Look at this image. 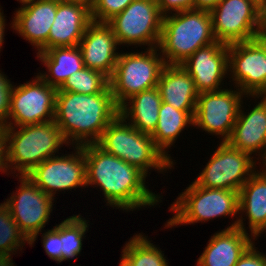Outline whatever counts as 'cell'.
Returning <instances> with one entry per match:
<instances>
[{
	"mask_svg": "<svg viewBox=\"0 0 266 266\" xmlns=\"http://www.w3.org/2000/svg\"><path fill=\"white\" fill-rule=\"evenodd\" d=\"M81 147L86 162V186L99 187L107 206L127 212L162 201L160 195L145 185L147 176L137 167L107 153L96 143Z\"/></svg>",
	"mask_w": 266,
	"mask_h": 266,
	"instance_id": "obj_1",
	"label": "cell"
},
{
	"mask_svg": "<svg viewBox=\"0 0 266 266\" xmlns=\"http://www.w3.org/2000/svg\"><path fill=\"white\" fill-rule=\"evenodd\" d=\"M235 89L199 93L193 126L219 138L221 135V141L226 142L231 136L245 95L238 88Z\"/></svg>",
	"mask_w": 266,
	"mask_h": 266,
	"instance_id": "obj_13",
	"label": "cell"
},
{
	"mask_svg": "<svg viewBox=\"0 0 266 266\" xmlns=\"http://www.w3.org/2000/svg\"><path fill=\"white\" fill-rule=\"evenodd\" d=\"M259 156L262 158V159L260 158L259 161H262V163H263V164H261L260 167L263 168V166H264V168L263 169L261 168V170H262V172H266V142H265V146H264V148H263V150Z\"/></svg>",
	"mask_w": 266,
	"mask_h": 266,
	"instance_id": "obj_41",
	"label": "cell"
},
{
	"mask_svg": "<svg viewBox=\"0 0 266 266\" xmlns=\"http://www.w3.org/2000/svg\"><path fill=\"white\" fill-rule=\"evenodd\" d=\"M264 26L266 27V10L264 11Z\"/></svg>",
	"mask_w": 266,
	"mask_h": 266,
	"instance_id": "obj_46",
	"label": "cell"
},
{
	"mask_svg": "<svg viewBox=\"0 0 266 266\" xmlns=\"http://www.w3.org/2000/svg\"><path fill=\"white\" fill-rule=\"evenodd\" d=\"M109 86V78L106 75L84 67L68 77L59 90L82 94H98L104 92Z\"/></svg>",
	"mask_w": 266,
	"mask_h": 266,
	"instance_id": "obj_29",
	"label": "cell"
},
{
	"mask_svg": "<svg viewBox=\"0 0 266 266\" xmlns=\"http://www.w3.org/2000/svg\"><path fill=\"white\" fill-rule=\"evenodd\" d=\"M248 153L220 142L194 183L203 188L240 191L256 170L257 161Z\"/></svg>",
	"mask_w": 266,
	"mask_h": 266,
	"instance_id": "obj_10",
	"label": "cell"
},
{
	"mask_svg": "<svg viewBox=\"0 0 266 266\" xmlns=\"http://www.w3.org/2000/svg\"><path fill=\"white\" fill-rule=\"evenodd\" d=\"M74 152L47 158L35 166L26 176L39 189L53 198L56 191L86 188V162L83 148L75 146Z\"/></svg>",
	"mask_w": 266,
	"mask_h": 266,
	"instance_id": "obj_14",
	"label": "cell"
},
{
	"mask_svg": "<svg viewBox=\"0 0 266 266\" xmlns=\"http://www.w3.org/2000/svg\"><path fill=\"white\" fill-rule=\"evenodd\" d=\"M57 88L39 75L13 87L6 127H19L54 121ZM12 118V119H11Z\"/></svg>",
	"mask_w": 266,
	"mask_h": 266,
	"instance_id": "obj_12",
	"label": "cell"
},
{
	"mask_svg": "<svg viewBox=\"0 0 266 266\" xmlns=\"http://www.w3.org/2000/svg\"><path fill=\"white\" fill-rule=\"evenodd\" d=\"M37 58L47 68L38 75L50 86L59 89L75 72L85 67L79 46L54 47L37 52Z\"/></svg>",
	"mask_w": 266,
	"mask_h": 266,
	"instance_id": "obj_24",
	"label": "cell"
},
{
	"mask_svg": "<svg viewBox=\"0 0 266 266\" xmlns=\"http://www.w3.org/2000/svg\"><path fill=\"white\" fill-rule=\"evenodd\" d=\"M257 5H259L264 11L266 10V0H253Z\"/></svg>",
	"mask_w": 266,
	"mask_h": 266,
	"instance_id": "obj_43",
	"label": "cell"
},
{
	"mask_svg": "<svg viewBox=\"0 0 266 266\" xmlns=\"http://www.w3.org/2000/svg\"><path fill=\"white\" fill-rule=\"evenodd\" d=\"M118 115L119 106L110 86L98 94L57 90L54 122L67 144L73 148L97 143L103 131Z\"/></svg>",
	"mask_w": 266,
	"mask_h": 266,
	"instance_id": "obj_2",
	"label": "cell"
},
{
	"mask_svg": "<svg viewBox=\"0 0 266 266\" xmlns=\"http://www.w3.org/2000/svg\"><path fill=\"white\" fill-rule=\"evenodd\" d=\"M117 41L112 28L106 22L92 21L79 42L85 67L101 72L109 79L118 60Z\"/></svg>",
	"mask_w": 266,
	"mask_h": 266,
	"instance_id": "obj_18",
	"label": "cell"
},
{
	"mask_svg": "<svg viewBox=\"0 0 266 266\" xmlns=\"http://www.w3.org/2000/svg\"><path fill=\"white\" fill-rule=\"evenodd\" d=\"M133 0H93L91 18L94 22H107L122 12Z\"/></svg>",
	"mask_w": 266,
	"mask_h": 266,
	"instance_id": "obj_31",
	"label": "cell"
},
{
	"mask_svg": "<svg viewBox=\"0 0 266 266\" xmlns=\"http://www.w3.org/2000/svg\"><path fill=\"white\" fill-rule=\"evenodd\" d=\"M216 41L208 11L192 9L163 16L158 48L166 65H180L197 49Z\"/></svg>",
	"mask_w": 266,
	"mask_h": 266,
	"instance_id": "obj_3",
	"label": "cell"
},
{
	"mask_svg": "<svg viewBox=\"0 0 266 266\" xmlns=\"http://www.w3.org/2000/svg\"><path fill=\"white\" fill-rule=\"evenodd\" d=\"M1 7H0V52H1V48H2V45H3V42H4V33H5V17H4V13L3 12H1Z\"/></svg>",
	"mask_w": 266,
	"mask_h": 266,
	"instance_id": "obj_39",
	"label": "cell"
},
{
	"mask_svg": "<svg viewBox=\"0 0 266 266\" xmlns=\"http://www.w3.org/2000/svg\"><path fill=\"white\" fill-rule=\"evenodd\" d=\"M235 266H266V255L258 251L253 243Z\"/></svg>",
	"mask_w": 266,
	"mask_h": 266,
	"instance_id": "obj_34",
	"label": "cell"
},
{
	"mask_svg": "<svg viewBox=\"0 0 266 266\" xmlns=\"http://www.w3.org/2000/svg\"><path fill=\"white\" fill-rule=\"evenodd\" d=\"M228 68L245 97L266 95V54L255 40L228 45Z\"/></svg>",
	"mask_w": 266,
	"mask_h": 266,
	"instance_id": "obj_15",
	"label": "cell"
},
{
	"mask_svg": "<svg viewBox=\"0 0 266 266\" xmlns=\"http://www.w3.org/2000/svg\"><path fill=\"white\" fill-rule=\"evenodd\" d=\"M17 129V130H16ZM8 166L16 177L28 174L47 158L55 156L65 141L61 130L54 121L7 127Z\"/></svg>",
	"mask_w": 266,
	"mask_h": 266,
	"instance_id": "obj_5",
	"label": "cell"
},
{
	"mask_svg": "<svg viewBox=\"0 0 266 266\" xmlns=\"http://www.w3.org/2000/svg\"><path fill=\"white\" fill-rule=\"evenodd\" d=\"M0 171L5 172L6 175L9 171L8 166V139H7V127L0 125Z\"/></svg>",
	"mask_w": 266,
	"mask_h": 266,
	"instance_id": "obj_36",
	"label": "cell"
},
{
	"mask_svg": "<svg viewBox=\"0 0 266 266\" xmlns=\"http://www.w3.org/2000/svg\"><path fill=\"white\" fill-rule=\"evenodd\" d=\"M29 244V240L21 232L7 207L0 204V255H13L19 248ZM18 249V250H17ZM15 252V253H14Z\"/></svg>",
	"mask_w": 266,
	"mask_h": 266,
	"instance_id": "obj_30",
	"label": "cell"
},
{
	"mask_svg": "<svg viewBox=\"0 0 266 266\" xmlns=\"http://www.w3.org/2000/svg\"><path fill=\"white\" fill-rule=\"evenodd\" d=\"M163 16L157 0H133L106 23L120 46L148 45V48H154L160 43Z\"/></svg>",
	"mask_w": 266,
	"mask_h": 266,
	"instance_id": "obj_8",
	"label": "cell"
},
{
	"mask_svg": "<svg viewBox=\"0 0 266 266\" xmlns=\"http://www.w3.org/2000/svg\"><path fill=\"white\" fill-rule=\"evenodd\" d=\"M13 264L11 255H0V266H15Z\"/></svg>",
	"mask_w": 266,
	"mask_h": 266,
	"instance_id": "obj_40",
	"label": "cell"
},
{
	"mask_svg": "<svg viewBox=\"0 0 266 266\" xmlns=\"http://www.w3.org/2000/svg\"><path fill=\"white\" fill-rule=\"evenodd\" d=\"M254 40L262 47L266 54V27L263 26L255 35Z\"/></svg>",
	"mask_w": 266,
	"mask_h": 266,
	"instance_id": "obj_38",
	"label": "cell"
},
{
	"mask_svg": "<svg viewBox=\"0 0 266 266\" xmlns=\"http://www.w3.org/2000/svg\"><path fill=\"white\" fill-rule=\"evenodd\" d=\"M243 220L241 214L230 226L214 233L198 258L197 266H235L245 251L255 243V238L247 233Z\"/></svg>",
	"mask_w": 266,
	"mask_h": 266,
	"instance_id": "obj_17",
	"label": "cell"
},
{
	"mask_svg": "<svg viewBox=\"0 0 266 266\" xmlns=\"http://www.w3.org/2000/svg\"><path fill=\"white\" fill-rule=\"evenodd\" d=\"M210 13L214 37L226 45L254 40L264 26V10L253 0H220Z\"/></svg>",
	"mask_w": 266,
	"mask_h": 266,
	"instance_id": "obj_9",
	"label": "cell"
},
{
	"mask_svg": "<svg viewBox=\"0 0 266 266\" xmlns=\"http://www.w3.org/2000/svg\"><path fill=\"white\" fill-rule=\"evenodd\" d=\"M7 78L0 70V125H6L8 123L11 94L14 87Z\"/></svg>",
	"mask_w": 266,
	"mask_h": 266,
	"instance_id": "obj_33",
	"label": "cell"
},
{
	"mask_svg": "<svg viewBox=\"0 0 266 266\" xmlns=\"http://www.w3.org/2000/svg\"><path fill=\"white\" fill-rule=\"evenodd\" d=\"M129 101V102H128ZM162 98L158 87L134 94L119 107V114L142 133L151 135L158 123Z\"/></svg>",
	"mask_w": 266,
	"mask_h": 266,
	"instance_id": "obj_25",
	"label": "cell"
},
{
	"mask_svg": "<svg viewBox=\"0 0 266 266\" xmlns=\"http://www.w3.org/2000/svg\"><path fill=\"white\" fill-rule=\"evenodd\" d=\"M91 22L90 5L79 1L58 0L57 12L48 36V49L78 46Z\"/></svg>",
	"mask_w": 266,
	"mask_h": 266,
	"instance_id": "obj_20",
	"label": "cell"
},
{
	"mask_svg": "<svg viewBox=\"0 0 266 266\" xmlns=\"http://www.w3.org/2000/svg\"><path fill=\"white\" fill-rule=\"evenodd\" d=\"M121 257L122 259L119 266H134V264L124 254H121Z\"/></svg>",
	"mask_w": 266,
	"mask_h": 266,
	"instance_id": "obj_42",
	"label": "cell"
},
{
	"mask_svg": "<svg viewBox=\"0 0 266 266\" xmlns=\"http://www.w3.org/2000/svg\"><path fill=\"white\" fill-rule=\"evenodd\" d=\"M17 1H19L23 6V5L31 3L32 1H35V0H17Z\"/></svg>",
	"mask_w": 266,
	"mask_h": 266,
	"instance_id": "obj_45",
	"label": "cell"
},
{
	"mask_svg": "<svg viewBox=\"0 0 266 266\" xmlns=\"http://www.w3.org/2000/svg\"><path fill=\"white\" fill-rule=\"evenodd\" d=\"M180 65L190 74L199 93L220 91L229 73L228 45L216 41L199 48Z\"/></svg>",
	"mask_w": 266,
	"mask_h": 266,
	"instance_id": "obj_16",
	"label": "cell"
},
{
	"mask_svg": "<svg viewBox=\"0 0 266 266\" xmlns=\"http://www.w3.org/2000/svg\"><path fill=\"white\" fill-rule=\"evenodd\" d=\"M157 3L163 15L194 9V0H157Z\"/></svg>",
	"mask_w": 266,
	"mask_h": 266,
	"instance_id": "obj_35",
	"label": "cell"
},
{
	"mask_svg": "<svg viewBox=\"0 0 266 266\" xmlns=\"http://www.w3.org/2000/svg\"><path fill=\"white\" fill-rule=\"evenodd\" d=\"M146 50L139 53H120L118 56L109 83L119 107L134 94L158 85L160 73L166 64L158 47Z\"/></svg>",
	"mask_w": 266,
	"mask_h": 266,
	"instance_id": "obj_7",
	"label": "cell"
},
{
	"mask_svg": "<svg viewBox=\"0 0 266 266\" xmlns=\"http://www.w3.org/2000/svg\"><path fill=\"white\" fill-rule=\"evenodd\" d=\"M42 236V245L47 256L57 261V263L62 262V251L60 250V224L44 232Z\"/></svg>",
	"mask_w": 266,
	"mask_h": 266,
	"instance_id": "obj_32",
	"label": "cell"
},
{
	"mask_svg": "<svg viewBox=\"0 0 266 266\" xmlns=\"http://www.w3.org/2000/svg\"><path fill=\"white\" fill-rule=\"evenodd\" d=\"M58 0H35L18 8L11 28L28 40L38 52L48 49V36L57 12Z\"/></svg>",
	"mask_w": 266,
	"mask_h": 266,
	"instance_id": "obj_19",
	"label": "cell"
},
{
	"mask_svg": "<svg viewBox=\"0 0 266 266\" xmlns=\"http://www.w3.org/2000/svg\"><path fill=\"white\" fill-rule=\"evenodd\" d=\"M238 213H245L256 240L266 229V172L255 171L239 191Z\"/></svg>",
	"mask_w": 266,
	"mask_h": 266,
	"instance_id": "obj_23",
	"label": "cell"
},
{
	"mask_svg": "<svg viewBox=\"0 0 266 266\" xmlns=\"http://www.w3.org/2000/svg\"><path fill=\"white\" fill-rule=\"evenodd\" d=\"M18 178L21 183L19 189L17 188L3 204L31 246L49 222L54 198L39 189L28 176L19 175Z\"/></svg>",
	"mask_w": 266,
	"mask_h": 266,
	"instance_id": "obj_11",
	"label": "cell"
},
{
	"mask_svg": "<svg viewBox=\"0 0 266 266\" xmlns=\"http://www.w3.org/2000/svg\"><path fill=\"white\" fill-rule=\"evenodd\" d=\"M70 1L84 2V3H86V4L90 5V6H91V4H92V2H93V0H70Z\"/></svg>",
	"mask_w": 266,
	"mask_h": 266,
	"instance_id": "obj_44",
	"label": "cell"
},
{
	"mask_svg": "<svg viewBox=\"0 0 266 266\" xmlns=\"http://www.w3.org/2000/svg\"><path fill=\"white\" fill-rule=\"evenodd\" d=\"M194 114L195 112L181 111L172 107L170 104L165 102L161 103L158 113V123L151 137L155 145L171 161L172 158L166 149H169L175 143L185 127L194 125Z\"/></svg>",
	"mask_w": 266,
	"mask_h": 266,
	"instance_id": "obj_26",
	"label": "cell"
},
{
	"mask_svg": "<svg viewBox=\"0 0 266 266\" xmlns=\"http://www.w3.org/2000/svg\"><path fill=\"white\" fill-rule=\"evenodd\" d=\"M251 97H260V102L248 113L241 109V103L236 123L226 142L251 156L254 153L259 156L266 142V95Z\"/></svg>",
	"mask_w": 266,
	"mask_h": 266,
	"instance_id": "obj_21",
	"label": "cell"
},
{
	"mask_svg": "<svg viewBox=\"0 0 266 266\" xmlns=\"http://www.w3.org/2000/svg\"><path fill=\"white\" fill-rule=\"evenodd\" d=\"M81 215H73L60 223V250L62 262L73 259L82 250V239L88 231L89 224Z\"/></svg>",
	"mask_w": 266,
	"mask_h": 266,
	"instance_id": "obj_28",
	"label": "cell"
},
{
	"mask_svg": "<svg viewBox=\"0 0 266 266\" xmlns=\"http://www.w3.org/2000/svg\"><path fill=\"white\" fill-rule=\"evenodd\" d=\"M176 199L169 210L176 214L167 220L166 228L239 214V192L235 190L203 188L192 182Z\"/></svg>",
	"mask_w": 266,
	"mask_h": 266,
	"instance_id": "obj_6",
	"label": "cell"
},
{
	"mask_svg": "<svg viewBox=\"0 0 266 266\" xmlns=\"http://www.w3.org/2000/svg\"><path fill=\"white\" fill-rule=\"evenodd\" d=\"M141 233L125 243L122 253L134 266H169L164 253Z\"/></svg>",
	"mask_w": 266,
	"mask_h": 266,
	"instance_id": "obj_27",
	"label": "cell"
},
{
	"mask_svg": "<svg viewBox=\"0 0 266 266\" xmlns=\"http://www.w3.org/2000/svg\"><path fill=\"white\" fill-rule=\"evenodd\" d=\"M162 102L186 112H195L199 92L181 65H165L157 85Z\"/></svg>",
	"mask_w": 266,
	"mask_h": 266,
	"instance_id": "obj_22",
	"label": "cell"
},
{
	"mask_svg": "<svg viewBox=\"0 0 266 266\" xmlns=\"http://www.w3.org/2000/svg\"><path fill=\"white\" fill-rule=\"evenodd\" d=\"M220 0H194V9L210 12Z\"/></svg>",
	"mask_w": 266,
	"mask_h": 266,
	"instance_id": "obj_37",
	"label": "cell"
},
{
	"mask_svg": "<svg viewBox=\"0 0 266 266\" xmlns=\"http://www.w3.org/2000/svg\"><path fill=\"white\" fill-rule=\"evenodd\" d=\"M96 144L107 153L137 167L146 176L152 168L162 173L174 169L173 165L176 164L155 145L151 135L135 129L120 114L103 131Z\"/></svg>",
	"mask_w": 266,
	"mask_h": 266,
	"instance_id": "obj_4",
	"label": "cell"
}]
</instances>
